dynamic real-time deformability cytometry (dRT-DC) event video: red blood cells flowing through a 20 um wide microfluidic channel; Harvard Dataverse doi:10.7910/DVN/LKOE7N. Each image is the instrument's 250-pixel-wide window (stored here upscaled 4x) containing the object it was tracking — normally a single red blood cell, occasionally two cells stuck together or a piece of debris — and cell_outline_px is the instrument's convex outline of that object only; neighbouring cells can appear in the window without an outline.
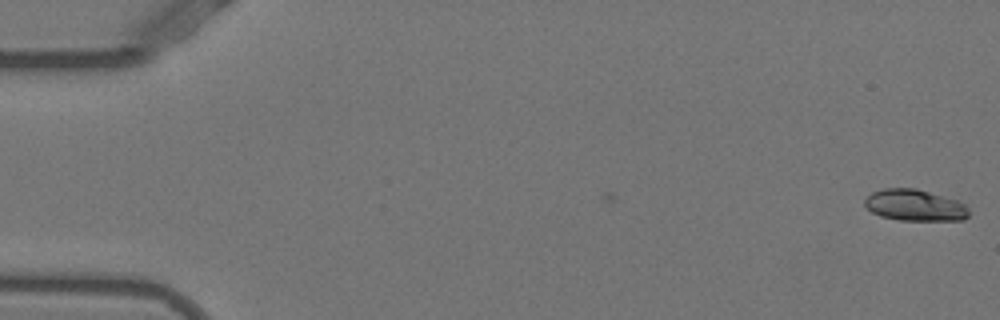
{"species": "Egyptian fruit bat (a non-hibernating species)", "species_latin": "Rousettus aegyptiacus", "temperature_condition": "warm", "stored_images_in_passage": 5, "camera_frame_rate_fps": 3000, "um_per_image_px": 0.085, "animal": {"sex": "female"}, "frame": {"image": 1, "passage_image": 1, "time_ms": 0.0, "image_size_px": [1000, 320], "cell_outline_px": [[968, 216], [964, 220], [900, 220], [880, 216], [872, 212], [864, 204], [864, 200], [872, 192], [884, 188], [916, 188], [956, 200], [964, 204], [968, 208]], "centroid_in_image_um": [77.75, 17.44], "position_along_channel_um": 7.3, "area_um2": 18.96}}